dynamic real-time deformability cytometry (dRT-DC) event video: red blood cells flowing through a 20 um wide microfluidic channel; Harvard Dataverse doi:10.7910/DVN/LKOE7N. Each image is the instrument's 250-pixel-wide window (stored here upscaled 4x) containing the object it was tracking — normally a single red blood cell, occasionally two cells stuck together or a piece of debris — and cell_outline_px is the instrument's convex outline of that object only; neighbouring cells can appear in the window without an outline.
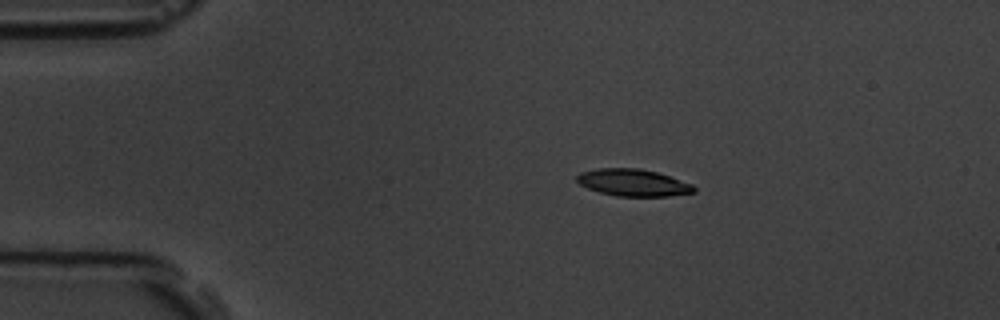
{"species": "common noctule bat (a hibernating species)", "species_latin": "Nyctalus noctula", "temperature_condition": "room temperature", "stored_images_in_passage": 4, "camera_frame_rate_fps": 3000, "um_per_image_px": 0.085, "animal": {"sex": "male", "body_mass_g": 19.5, "forearm_length_mm": 54.6}, "frame": {"image": 1, "passage_image": 1, "time_ms": 0.0, "image_size_px": [1000, 320], "cell_outline_px": [[696, 192], [668, 196], [616, 196], [600, 192], [588, 188], [580, 184], [576, 180], [576, 176], [580, 172], [596, 168], [636, 168], [656, 172], [692, 184], [696, 188]], "centroid_in_image_um": [53.79, 15.52], "position_along_channel_um": 31.2, "area_um2": 18.32}}
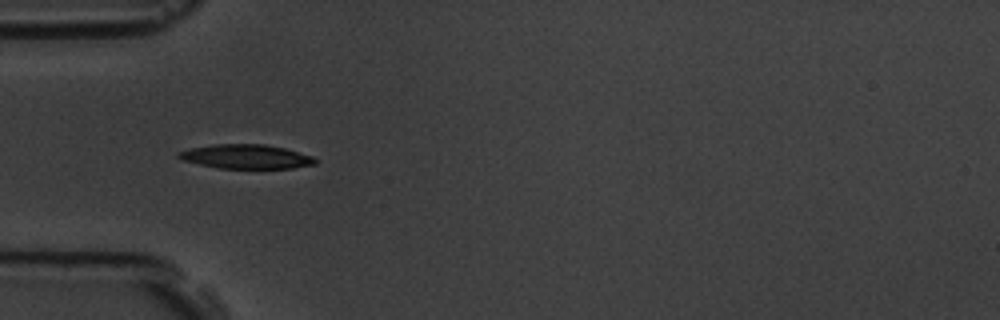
{"frame": {"image": 2, "passage_image": 3, "time_ms": 2.333, "image_size_px": [1000, 320], "cell_outline_px": [[316, 164], [292, 168], [220, 168], [200, 164], [184, 160], [176, 156], [176, 152], [188, 148], [212, 144], [264, 144], [284, 148], [312, 156], [316, 160]], "centroid_in_image_um": [20.88, 13.3], "position_along_channel_um": 64.1, "area_um2": 19.19}}
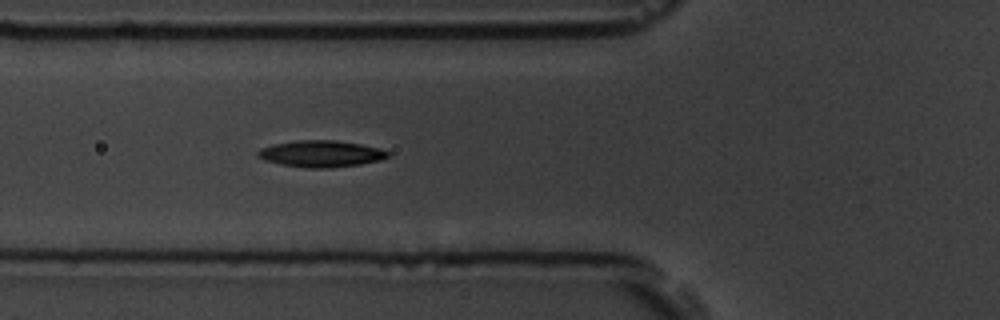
{"frame": {"image": 3, "passage_image": 4, "time_ms": 3.333, "image_size_px": [1000, 320], "cell_outline_px": [[392, 156], [380, 160], [360, 164], [328, 168], [304, 168], [280, 164], [264, 160], [256, 156], [256, 152], [260, 148], [272, 144], [300, 140], [336, 140], [360, 144], [380, 148], [392, 152]], "centroid_in_image_um": [27.3, 13.07], "position_along_channel_um": 98.5, "area_um2": 20.4}}